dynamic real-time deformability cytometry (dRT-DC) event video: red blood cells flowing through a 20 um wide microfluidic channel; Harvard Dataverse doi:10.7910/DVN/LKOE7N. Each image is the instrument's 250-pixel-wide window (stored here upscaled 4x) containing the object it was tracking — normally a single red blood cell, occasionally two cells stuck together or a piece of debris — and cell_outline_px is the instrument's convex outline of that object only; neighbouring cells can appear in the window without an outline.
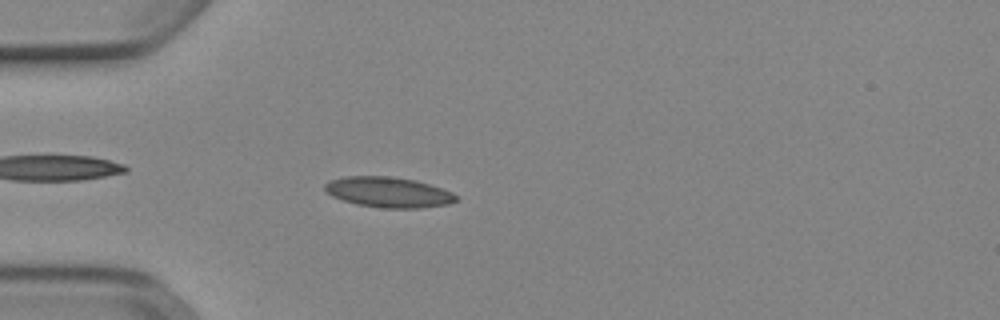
{"species": "Egyptian fruit bat (a non-hibernating species)", "species_latin": "Rousettus aegyptiacus", "temperature_condition": "cold", "stored_images_in_passage": 52, "camera_frame_rate_fps": 3000, "um_per_image_px": 0.085, "animal": {"sex": "female"}, "frame": {"image": 1, "passage_image": 15, "time_ms": 4.667, "image_size_px": [1000, 320], "cell_outline_px": [[456, 200], [448, 204], [420, 208], [384, 208], [356, 204], [332, 196], [324, 192], [324, 184], [332, 180], [344, 176], [392, 176], [416, 180], [452, 192], [456, 196]], "centroid_in_image_um": [32.98, 16.33], "position_along_channel_um": 52.0, "area_um2": 23.18}}
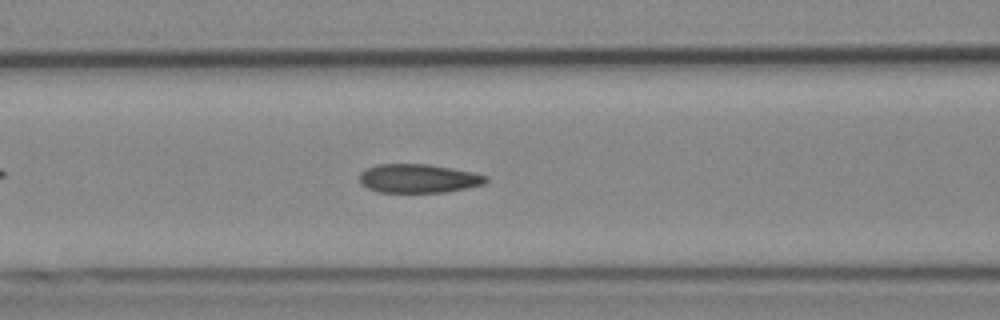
{"frame": {"image": 2, "passage_image": 22, "time_ms": 7.0, "image_size_px": [1000, 320], "cell_outline_px": [[488, 180], [484, 184], [468, 188], [444, 192], [380, 192], [368, 188], [360, 184], [360, 172], [368, 168], [380, 164], [428, 164], [472, 172], [488, 176]], "centroid_in_image_um": [35.58, 15.17], "position_along_channel_um": 131.0, "area_um2": 21.1}}
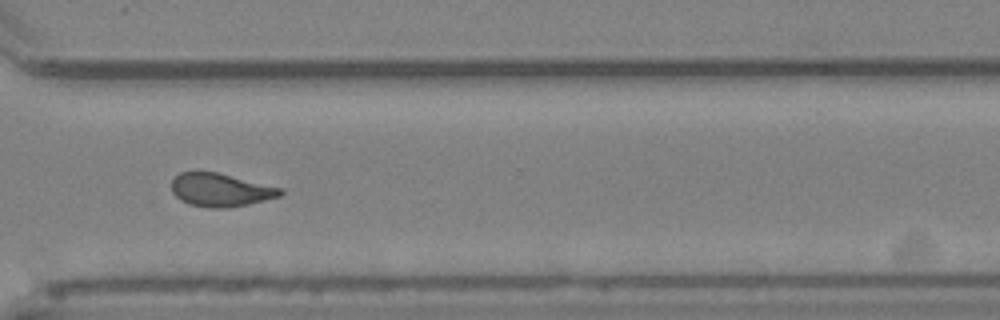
{"frame": {"image": 3, "passage_image": 39, "time_ms": 12.667, "image_size_px": [1000, 320], "cell_outline_px": [[284, 192], [280, 196], [248, 204], [224, 208], [216, 208], [188, 204], [180, 200], [172, 192], [172, 180], [180, 172], [216, 172], [284, 188]], "centroid_in_image_um": [18.76, 16.14], "position_along_channel_um": 351.8, "area_um2": 20.92}, "authors_computed_cell_mechanics": {"area_um2": 21.0681, "velocity_mm_per_s": 3.9174, "shape_relaxation_time_tau1_ms": 8.5799, "shape_relaxation_time_tau2_ms": 2.9391, "deformation_change_tau1": 0.1927, "deformation_change_tau2": 0.0818}}